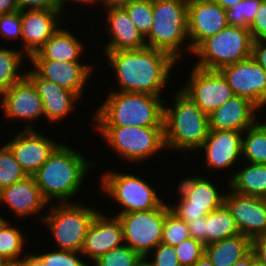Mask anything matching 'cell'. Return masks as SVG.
I'll return each mask as SVG.
<instances>
[{"mask_svg":"<svg viewBox=\"0 0 266 266\" xmlns=\"http://www.w3.org/2000/svg\"><path fill=\"white\" fill-rule=\"evenodd\" d=\"M103 52L109 67L114 69L117 76L118 88H109L111 91L161 96L162 88L170 79L171 70L178 63L169 53L147 46Z\"/></svg>","mask_w":266,"mask_h":266,"instance_id":"1","label":"cell"},{"mask_svg":"<svg viewBox=\"0 0 266 266\" xmlns=\"http://www.w3.org/2000/svg\"><path fill=\"white\" fill-rule=\"evenodd\" d=\"M94 165L95 162H89L79 150L61 143L33 176L48 203L51 200L75 203L70 199L81 190L87 172L95 168Z\"/></svg>","mask_w":266,"mask_h":266,"instance_id":"2","label":"cell"},{"mask_svg":"<svg viewBox=\"0 0 266 266\" xmlns=\"http://www.w3.org/2000/svg\"><path fill=\"white\" fill-rule=\"evenodd\" d=\"M165 104L161 96L109 90L92 118L94 126H163Z\"/></svg>","mask_w":266,"mask_h":266,"instance_id":"3","label":"cell"},{"mask_svg":"<svg viewBox=\"0 0 266 266\" xmlns=\"http://www.w3.org/2000/svg\"><path fill=\"white\" fill-rule=\"evenodd\" d=\"M174 94L173 106L164 105L165 149L201 151V146L209 132L208 115L204 113L181 89ZM187 150V151H186Z\"/></svg>","mask_w":266,"mask_h":266,"instance_id":"4","label":"cell"},{"mask_svg":"<svg viewBox=\"0 0 266 266\" xmlns=\"http://www.w3.org/2000/svg\"><path fill=\"white\" fill-rule=\"evenodd\" d=\"M185 40H189L188 0H153L152 27L145 37L147 47L167 52L181 61Z\"/></svg>","mask_w":266,"mask_h":266,"instance_id":"5","label":"cell"},{"mask_svg":"<svg viewBox=\"0 0 266 266\" xmlns=\"http://www.w3.org/2000/svg\"><path fill=\"white\" fill-rule=\"evenodd\" d=\"M39 220L44 223L54 237L57 249L81 252L87 231L96 215L101 212L94 206L75 203H50ZM48 214V215H47Z\"/></svg>","mask_w":266,"mask_h":266,"instance_id":"6","label":"cell"},{"mask_svg":"<svg viewBox=\"0 0 266 266\" xmlns=\"http://www.w3.org/2000/svg\"><path fill=\"white\" fill-rule=\"evenodd\" d=\"M253 39L249 28L228 25L205 39L192 53L194 66L211 71L235 64L251 56Z\"/></svg>","mask_w":266,"mask_h":266,"instance_id":"7","label":"cell"},{"mask_svg":"<svg viewBox=\"0 0 266 266\" xmlns=\"http://www.w3.org/2000/svg\"><path fill=\"white\" fill-rule=\"evenodd\" d=\"M113 151L129 163H141L163 152V126H95Z\"/></svg>","mask_w":266,"mask_h":266,"instance_id":"8","label":"cell"},{"mask_svg":"<svg viewBox=\"0 0 266 266\" xmlns=\"http://www.w3.org/2000/svg\"><path fill=\"white\" fill-rule=\"evenodd\" d=\"M104 194L118 203L122 209L113 216L129 212L148 211L158 208L164 201L151 184L137 175L106 171L100 178Z\"/></svg>","mask_w":266,"mask_h":266,"instance_id":"9","label":"cell"},{"mask_svg":"<svg viewBox=\"0 0 266 266\" xmlns=\"http://www.w3.org/2000/svg\"><path fill=\"white\" fill-rule=\"evenodd\" d=\"M205 178L191 176L181 180L176 188L180 200L178 204L169 205V209L185 222L206 217L224 204L226 192H219V188Z\"/></svg>","mask_w":266,"mask_h":266,"instance_id":"10","label":"cell"},{"mask_svg":"<svg viewBox=\"0 0 266 266\" xmlns=\"http://www.w3.org/2000/svg\"><path fill=\"white\" fill-rule=\"evenodd\" d=\"M124 244L145 258L162 241L165 202L158 208L119 214Z\"/></svg>","mask_w":266,"mask_h":266,"instance_id":"11","label":"cell"},{"mask_svg":"<svg viewBox=\"0 0 266 266\" xmlns=\"http://www.w3.org/2000/svg\"><path fill=\"white\" fill-rule=\"evenodd\" d=\"M191 69L188 83L180 88L207 115L235 95L220 71Z\"/></svg>","mask_w":266,"mask_h":266,"instance_id":"12","label":"cell"},{"mask_svg":"<svg viewBox=\"0 0 266 266\" xmlns=\"http://www.w3.org/2000/svg\"><path fill=\"white\" fill-rule=\"evenodd\" d=\"M228 25L226 10L218 3L213 0H188L189 41L185 44L186 51L192 54L205 39Z\"/></svg>","mask_w":266,"mask_h":266,"instance_id":"13","label":"cell"},{"mask_svg":"<svg viewBox=\"0 0 266 266\" xmlns=\"http://www.w3.org/2000/svg\"><path fill=\"white\" fill-rule=\"evenodd\" d=\"M220 72L235 95L249 99L259 109L266 105V70L252 56L225 66Z\"/></svg>","mask_w":266,"mask_h":266,"instance_id":"14","label":"cell"},{"mask_svg":"<svg viewBox=\"0 0 266 266\" xmlns=\"http://www.w3.org/2000/svg\"><path fill=\"white\" fill-rule=\"evenodd\" d=\"M61 143L35 129H22L6 145L27 175H33Z\"/></svg>","mask_w":266,"mask_h":266,"instance_id":"15","label":"cell"},{"mask_svg":"<svg viewBox=\"0 0 266 266\" xmlns=\"http://www.w3.org/2000/svg\"><path fill=\"white\" fill-rule=\"evenodd\" d=\"M22 23L21 51L28 59L35 54L61 26L62 9L20 10Z\"/></svg>","mask_w":266,"mask_h":266,"instance_id":"16","label":"cell"},{"mask_svg":"<svg viewBox=\"0 0 266 266\" xmlns=\"http://www.w3.org/2000/svg\"><path fill=\"white\" fill-rule=\"evenodd\" d=\"M0 104L6 118L30 123L23 129H34L31 122L45 117L42 99L26 76L0 96Z\"/></svg>","mask_w":266,"mask_h":266,"instance_id":"17","label":"cell"},{"mask_svg":"<svg viewBox=\"0 0 266 266\" xmlns=\"http://www.w3.org/2000/svg\"><path fill=\"white\" fill-rule=\"evenodd\" d=\"M225 194L224 204L235 219L240 234L251 240L266 234V198L242 195L230 191Z\"/></svg>","mask_w":266,"mask_h":266,"instance_id":"18","label":"cell"},{"mask_svg":"<svg viewBox=\"0 0 266 266\" xmlns=\"http://www.w3.org/2000/svg\"><path fill=\"white\" fill-rule=\"evenodd\" d=\"M32 69L41 77L56 83L69 91L74 92L80 99L83 96L88 78L93 72L91 64L62 62L48 59H28ZM34 67V68H33Z\"/></svg>","mask_w":266,"mask_h":266,"instance_id":"19","label":"cell"},{"mask_svg":"<svg viewBox=\"0 0 266 266\" xmlns=\"http://www.w3.org/2000/svg\"><path fill=\"white\" fill-rule=\"evenodd\" d=\"M242 134L236 130L209 129L201 146L206 157V168L224 170L234 166L242 157Z\"/></svg>","mask_w":266,"mask_h":266,"instance_id":"20","label":"cell"},{"mask_svg":"<svg viewBox=\"0 0 266 266\" xmlns=\"http://www.w3.org/2000/svg\"><path fill=\"white\" fill-rule=\"evenodd\" d=\"M98 213L91 223L81 254L96 261L99 257L113 248L124 244L123 229L120 220L111 215Z\"/></svg>","mask_w":266,"mask_h":266,"instance_id":"21","label":"cell"},{"mask_svg":"<svg viewBox=\"0 0 266 266\" xmlns=\"http://www.w3.org/2000/svg\"><path fill=\"white\" fill-rule=\"evenodd\" d=\"M33 83L42 99L44 114L48 122H57L75 110V102L80 98L72 91L60 87L54 82L41 78L33 69L25 73ZM72 111V112H71Z\"/></svg>","mask_w":266,"mask_h":266,"instance_id":"22","label":"cell"},{"mask_svg":"<svg viewBox=\"0 0 266 266\" xmlns=\"http://www.w3.org/2000/svg\"><path fill=\"white\" fill-rule=\"evenodd\" d=\"M259 110L249 99L233 95L208 115L209 129L244 132L258 121L255 112Z\"/></svg>","mask_w":266,"mask_h":266,"instance_id":"23","label":"cell"},{"mask_svg":"<svg viewBox=\"0 0 266 266\" xmlns=\"http://www.w3.org/2000/svg\"><path fill=\"white\" fill-rule=\"evenodd\" d=\"M5 203L19 218L41 214L50 204L43 197L33 175H27L15 184L0 190V203Z\"/></svg>","mask_w":266,"mask_h":266,"instance_id":"24","label":"cell"},{"mask_svg":"<svg viewBox=\"0 0 266 266\" xmlns=\"http://www.w3.org/2000/svg\"><path fill=\"white\" fill-rule=\"evenodd\" d=\"M107 10V11H106ZM105 25L111 37L102 51H119L146 47L145 38L138 31L123 7L105 9Z\"/></svg>","mask_w":266,"mask_h":266,"instance_id":"25","label":"cell"},{"mask_svg":"<svg viewBox=\"0 0 266 266\" xmlns=\"http://www.w3.org/2000/svg\"><path fill=\"white\" fill-rule=\"evenodd\" d=\"M84 46L69 29L60 26L29 59H48L62 62L81 61Z\"/></svg>","mask_w":266,"mask_h":266,"instance_id":"26","label":"cell"},{"mask_svg":"<svg viewBox=\"0 0 266 266\" xmlns=\"http://www.w3.org/2000/svg\"><path fill=\"white\" fill-rule=\"evenodd\" d=\"M252 249V240L239 234L205 245L204 254L214 266H233Z\"/></svg>","mask_w":266,"mask_h":266,"instance_id":"27","label":"cell"},{"mask_svg":"<svg viewBox=\"0 0 266 266\" xmlns=\"http://www.w3.org/2000/svg\"><path fill=\"white\" fill-rule=\"evenodd\" d=\"M226 182L235 193L266 198V164L247 163L245 168L231 173Z\"/></svg>","mask_w":266,"mask_h":266,"instance_id":"28","label":"cell"},{"mask_svg":"<svg viewBox=\"0 0 266 266\" xmlns=\"http://www.w3.org/2000/svg\"><path fill=\"white\" fill-rule=\"evenodd\" d=\"M239 234L235 219L225 204L205 217V245Z\"/></svg>","mask_w":266,"mask_h":266,"instance_id":"29","label":"cell"},{"mask_svg":"<svg viewBox=\"0 0 266 266\" xmlns=\"http://www.w3.org/2000/svg\"><path fill=\"white\" fill-rule=\"evenodd\" d=\"M242 134V157L247 163L266 164V122L257 121ZM248 160V161H247Z\"/></svg>","mask_w":266,"mask_h":266,"instance_id":"30","label":"cell"},{"mask_svg":"<svg viewBox=\"0 0 266 266\" xmlns=\"http://www.w3.org/2000/svg\"><path fill=\"white\" fill-rule=\"evenodd\" d=\"M24 56L20 49L0 48V96L26 76L25 72L20 74L19 71Z\"/></svg>","mask_w":266,"mask_h":266,"instance_id":"31","label":"cell"},{"mask_svg":"<svg viewBox=\"0 0 266 266\" xmlns=\"http://www.w3.org/2000/svg\"><path fill=\"white\" fill-rule=\"evenodd\" d=\"M10 225L6 220L0 226V259L6 264L17 263L22 258L26 244L21 230Z\"/></svg>","mask_w":266,"mask_h":266,"instance_id":"32","label":"cell"},{"mask_svg":"<svg viewBox=\"0 0 266 266\" xmlns=\"http://www.w3.org/2000/svg\"><path fill=\"white\" fill-rule=\"evenodd\" d=\"M27 174L15 160L11 149L6 145L0 146V190L11 186L25 178Z\"/></svg>","mask_w":266,"mask_h":266,"instance_id":"33","label":"cell"},{"mask_svg":"<svg viewBox=\"0 0 266 266\" xmlns=\"http://www.w3.org/2000/svg\"><path fill=\"white\" fill-rule=\"evenodd\" d=\"M138 31L145 38L152 27L153 0H132L123 7Z\"/></svg>","mask_w":266,"mask_h":266,"instance_id":"34","label":"cell"},{"mask_svg":"<svg viewBox=\"0 0 266 266\" xmlns=\"http://www.w3.org/2000/svg\"><path fill=\"white\" fill-rule=\"evenodd\" d=\"M188 238H190V234L187 223L172 213L169 204L165 203V219L161 242L176 246Z\"/></svg>","mask_w":266,"mask_h":266,"instance_id":"35","label":"cell"},{"mask_svg":"<svg viewBox=\"0 0 266 266\" xmlns=\"http://www.w3.org/2000/svg\"><path fill=\"white\" fill-rule=\"evenodd\" d=\"M144 258L128 245H121L92 262L93 266H139Z\"/></svg>","mask_w":266,"mask_h":266,"instance_id":"36","label":"cell"},{"mask_svg":"<svg viewBox=\"0 0 266 266\" xmlns=\"http://www.w3.org/2000/svg\"><path fill=\"white\" fill-rule=\"evenodd\" d=\"M263 0H243L226 10L229 25L249 28Z\"/></svg>","mask_w":266,"mask_h":266,"instance_id":"37","label":"cell"},{"mask_svg":"<svg viewBox=\"0 0 266 266\" xmlns=\"http://www.w3.org/2000/svg\"><path fill=\"white\" fill-rule=\"evenodd\" d=\"M38 256L48 266H88L85 261L81 260V252L56 249L52 252L38 253Z\"/></svg>","mask_w":266,"mask_h":266,"instance_id":"38","label":"cell"},{"mask_svg":"<svg viewBox=\"0 0 266 266\" xmlns=\"http://www.w3.org/2000/svg\"><path fill=\"white\" fill-rule=\"evenodd\" d=\"M174 248L181 266H193L204 254L205 245L190 237Z\"/></svg>","mask_w":266,"mask_h":266,"instance_id":"39","label":"cell"},{"mask_svg":"<svg viewBox=\"0 0 266 266\" xmlns=\"http://www.w3.org/2000/svg\"><path fill=\"white\" fill-rule=\"evenodd\" d=\"M153 257L151 260L150 256ZM145 261L149 263L150 266H181L179 264L176 251L174 246L160 243L156 248H154L145 258Z\"/></svg>","mask_w":266,"mask_h":266,"instance_id":"40","label":"cell"},{"mask_svg":"<svg viewBox=\"0 0 266 266\" xmlns=\"http://www.w3.org/2000/svg\"><path fill=\"white\" fill-rule=\"evenodd\" d=\"M0 35L8 40L21 39V12L14 11L0 15Z\"/></svg>","mask_w":266,"mask_h":266,"instance_id":"41","label":"cell"},{"mask_svg":"<svg viewBox=\"0 0 266 266\" xmlns=\"http://www.w3.org/2000/svg\"><path fill=\"white\" fill-rule=\"evenodd\" d=\"M249 30L253 41L266 38V0L259 6Z\"/></svg>","mask_w":266,"mask_h":266,"instance_id":"42","label":"cell"},{"mask_svg":"<svg viewBox=\"0 0 266 266\" xmlns=\"http://www.w3.org/2000/svg\"><path fill=\"white\" fill-rule=\"evenodd\" d=\"M19 10L60 9L56 0H17Z\"/></svg>","mask_w":266,"mask_h":266,"instance_id":"43","label":"cell"},{"mask_svg":"<svg viewBox=\"0 0 266 266\" xmlns=\"http://www.w3.org/2000/svg\"><path fill=\"white\" fill-rule=\"evenodd\" d=\"M190 237L205 245V217L187 221Z\"/></svg>","mask_w":266,"mask_h":266,"instance_id":"44","label":"cell"},{"mask_svg":"<svg viewBox=\"0 0 266 266\" xmlns=\"http://www.w3.org/2000/svg\"><path fill=\"white\" fill-rule=\"evenodd\" d=\"M251 56L266 70V38L253 41Z\"/></svg>","mask_w":266,"mask_h":266,"instance_id":"45","label":"cell"},{"mask_svg":"<svg viewBox=\"0 0 266 266\" xmlns=\"http://www.w3.org/2000/svg\"><path fill=\"white\" fill-rule=\"evenodd\" d=\"M256 258L266 265V234L252 239V249Z\"/></svg>","mask_w":266,"mask_h":266,"instance_id":"46","label":"cell"},{"mask_svg":"<svg viewBox=\"0 0 266 266\" xmlns=\"http://www.w3.org/2000/svg\"><path fill=\"white\" fill-rule=\"evenodd\" d=\"M24 254V257L17 262L20 266H48L37 254H31V252L30 254L24 252Z\"/></svg>","mask_w":266,"mask_h":266,"instance_id":"47","label":"cell"},{"mask_svg":"<svg viewBox=\"0 0 266 266\" xmlns=\"http://www.w3.org/2000/svg\"><path fill=\"white\" fill-rule=\"evenodd\" d=\"M19 11L17 0H0V15Z\"/></svg>","mask_w":266,"mask_h":266,"instance_id":"48","label":"cell"},{"mask_svg":"<svg viewBox=\"0 0 266 266\" xmlns=\"http://www.w3.org/2000/svg\"><path fill=\"white\" fill-rule=\"evenodd\" d=\"M132 0H100L98 2L101 5L103 4L104 9H109V8H119V7H124L126 4L131 2ZM105 5V6H104Z\"/></svg>","mask_w":266,"mask_h":266,"instance_id":"49","label":"cell"},{"mask_svg":"<svg viewBox=\"0 0 266 266\" xmlns=\"http://www.w3.org/2000/svg\"><path fill=\"white\" fill-rule=\"evenodd\" d=\"M255 258L256 256L251 250L246 256L238 260L233 266H252V262Z\"/></svg>","mask_w":266,"mask_h":266,"instance_id":"50","label":"cell"},{"mask_svg":"<svg viewBox=\"0 0 266 266\" xmlns=\"http://www.w3.org/2000/svg\"><path fill=\"white\" fill-rule=\"evenodd\" d=\"M213 1L218 3L223 9L227 10L243 0H213Z\"/></svg>","mask_w":266,"mask_h":266,"instance_id":"51","label":"cell"},{"mask_svg":"<svg viewBox=\"0 0 266 266\" xmlns=\"http://www.w3.org/2000/svg\"><path fill=\"white\" fill-rule=\"evenodd\" d=\"M193 266H214V265L212 264L210 259L205 254H203L202 257L198 261H196Z\"/></svg>","mask_w":266,"mask_h":266,"instance_id":"52","label":"cell"},{"mask_svg":"<svg viewBox=\"0 0 266 266\" xmlns=\"http://www.w3.org/2000/svg\"><path fill=\"white\" fill-rule=\"evenodd\" d=\"M57 1V3H58V5L60 6V9H62V10H64V6H65V4H66V1L68 2V1H72V2H78V3H81L82 5H84V4H86V0H56Z\"/></svg>","mask_w":266,"mask_h":266,"instance_id":"53","label":"cell"},{"mask_svg":"<svg viewBox=\"0 0 266 266\" xmlns=\"http://www.w3.org/2000/svg\"><path fill=\"white\" fill-rule=\"evenodd\" d=\"M252 266H266L261 261H259L257 258H255L252 262Z\"/></svg>","mask_w":266,"mask_h":266,"instance_id":"54","label":"cell"},{"mask_svg":"<svg viewBox=\"0 0 266 266\" xmlns=\"http://www.w3.org/2000/svg\"><path fill=\"white\" fill-rule=\"evenodd\" d=\"M100 0H86V4L88 5V4H90V5H92V4H97V2H99Z\"/></svg>","mask_w":266,"mask_h":266,"instance_id":"55","label":"cell"},{"mask_svg":"<svg viewBox=\"0 0 266 266\" xmlns=\"http://www.w3.org/2000/svg\"><path fill=\"white\" fill-rule=\"evenodd\" d=\"M139 266H150L149 263L145 261V259L139 264Z\"/></svg>","mask_w":266,"mask_h":266,"instance_id":"56","label":"cell"},{"mask_svg":"<svg viewBox=\"0 0 266 266\" xmlns=\"http://www.w3.org/2000/svg\"><path fill=\"white\" fill-rule=\"evenodd\" d=\"M6 221L5 218H2V216L0 215V226Z\"/></svg>","mask_w":266,"mask_h":266,"instance_id":"57","label":"cell"},{"mask_svg":"<svg viewBox=\"0 0 266 266\" xmlns=\"http://www.w3.org/2000/svg\"><path fill=\"white\" fill-rule=\"evenodd\" d=\"M6 266H20L18 263L6 264Z\"/></svg>","mask_w":266,"mask_h":266,"instance_id":"58","label":"cell"},{"mask_svg":"<svg viewBox=\"0 0 266 266\" xmlns=\"http://www.w3.org/2000/svg\"><path fill=\"white\" fill-rule=\"evenodd\" d=\"M0 266H6V263L2 259H0Z\"/></svg>","mask_w":266,"mask_h":266,"instance_id":"59","label":"cell"}]
</instances>
